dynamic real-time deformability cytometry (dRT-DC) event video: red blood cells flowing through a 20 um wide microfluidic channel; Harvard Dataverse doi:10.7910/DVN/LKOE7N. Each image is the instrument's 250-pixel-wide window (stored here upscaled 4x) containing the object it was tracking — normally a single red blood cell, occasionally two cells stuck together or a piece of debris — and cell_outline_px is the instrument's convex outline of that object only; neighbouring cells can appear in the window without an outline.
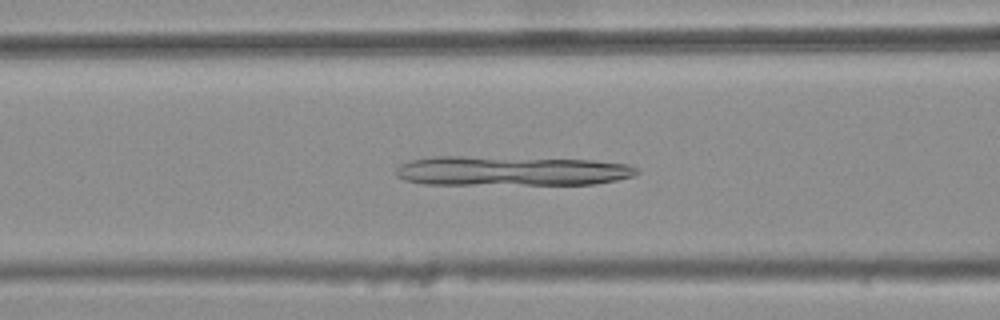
{"species": "common noctule bat (a hibernating species)", "species_latin": "Nyctalus noctula", "temperature_condition": "warm", "stored_images_in_passage": 45, "camera_frame_rate_fps": 3000, "um_per_image_px": 0.085, "animal": {"sex": "female", "body_mass_g": 25.1}, "frame": {"image": 1, "passage_image": 21, "time_ms": 6.667, "image_size_px": [1000, 320], "cell_outline_px": [[640, 172], [632, 176], [616, 180], [592, 184], [424, 184], [404, 180], [396, 176], [396, 168], [400, 164], [412, 160], [432, 156], [464, 156], [592, 160], [628, 164], [636, 168]], "centroid_in_image_um": [43.42, 14.52], "position_along_channel_um": 123.2, "area_um2": 41.62}}
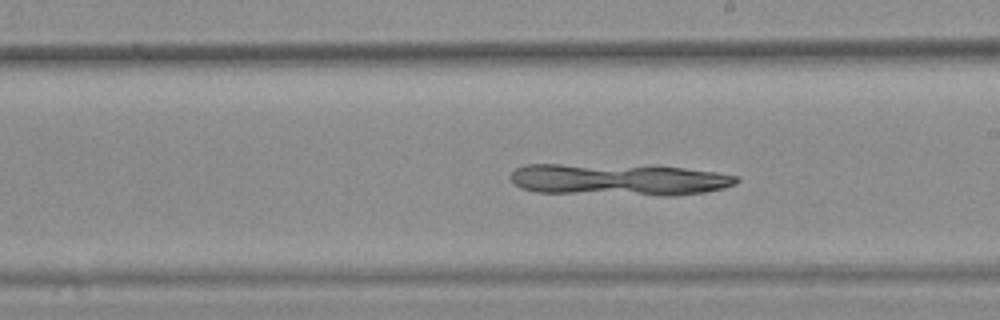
{"frame": {"image": 2, "passage_image": 30, "time_ms": 9.667, "image_size_px": [1000, 320], "cell_outline_px": [[740, 180], [736, 184], [724, 188], [704, 192], [676, 196], [664, 196], [536, 192], [520, 188], [508, 176], [516, 168], [524, 164], [656, 164], [716, 172], [736, 176]], "centroid_in_image_um": [52.62, 15.25], "position_along_channel_um": 236.4, "area_um2": 43.18}}
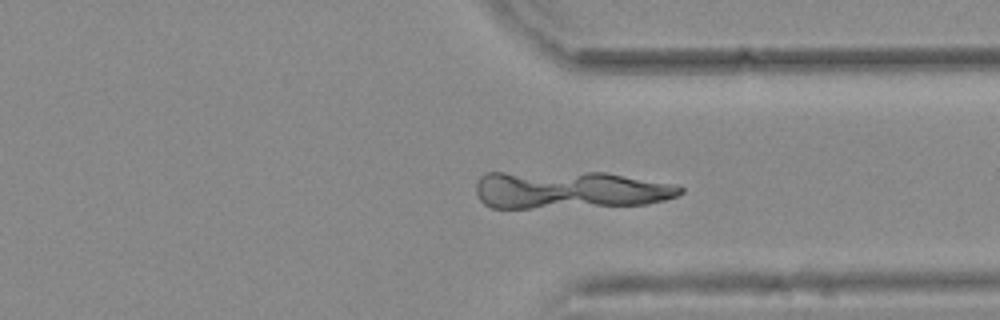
{"frame": {"image": 3, "passage_image": 40, "time_ms": 13.0, "image_size_px": [1000, 320], "cell_outline_px": [[684, 192], [676, 196], [664, 200], [648, 204], [528, 208], [492, 208], [484, 204], [480, 200], [476, 192], [476, 184], [480, 176], [484, 172], [604, 172], [672, 184], [684, 188]], "centroid_in_image_um": [48.37, 16.13], "position_along_channel_um": 363.0, "area_um2": 44.91}}